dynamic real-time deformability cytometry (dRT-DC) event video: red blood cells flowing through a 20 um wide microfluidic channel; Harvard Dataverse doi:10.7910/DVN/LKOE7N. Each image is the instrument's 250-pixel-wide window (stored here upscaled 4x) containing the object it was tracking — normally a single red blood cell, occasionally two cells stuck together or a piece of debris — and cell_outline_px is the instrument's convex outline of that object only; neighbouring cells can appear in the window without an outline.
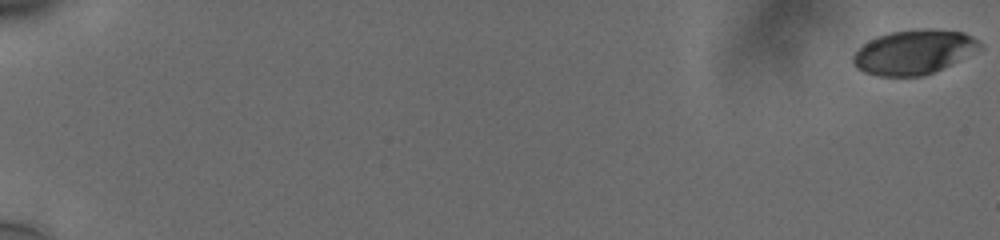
{"species": "human", "species_latin": "Homo sapiens", "temperature_condition": "cold", "stored_images_in_passage": 58, "camera_frame_rate_fps": 3000, "um_per_image_px": 0.085, "donor": {"sex": "male"}, "frame": {"image": 1, "passage_image": 1, "time_ms": 0.0, "image_size_px": [1000, 240], "cell_outline_px": [[984, 48], [976, 52], [924, 76], [880, 76], [864, 72], [856, 68], [852, 60], [852, 56], [864, 44], [876, 36], [892, 32], [924, 28], [932, 28], [964, 32], [980, 40], [984, 44]], "centroid_in_image_um": [77.72, 4.41], "position_along_channel_um": 7.3, "area_um2": 32.95}}
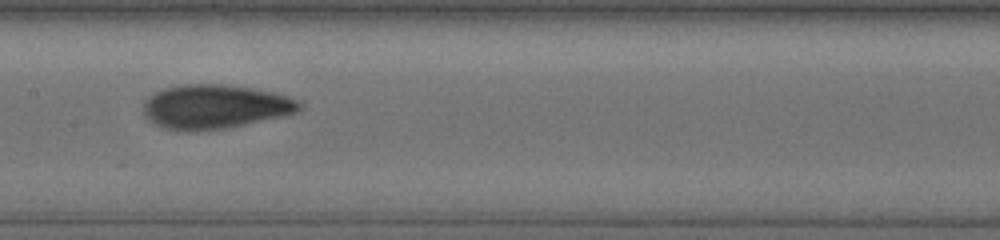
{"frame": {"image": 2, "passage_image": 33, "time_ms": 10.667, "image_size_px": [1000, 240], "cell_outline_px": [[304, 104], [296, 112], [284, 116], [228, 128], [192, 132], [180, 132], [160, 128], [148, 120], [144, 116], [144, 100], [148, 96], [164, 88], [184, 84], [220, 84], [252, 88], [272, 92], [296, 100]], "centroid_in_image_um": [18.21, 9.1], "position_along_channel_um": 189.2, "area_um2": 40.52}}
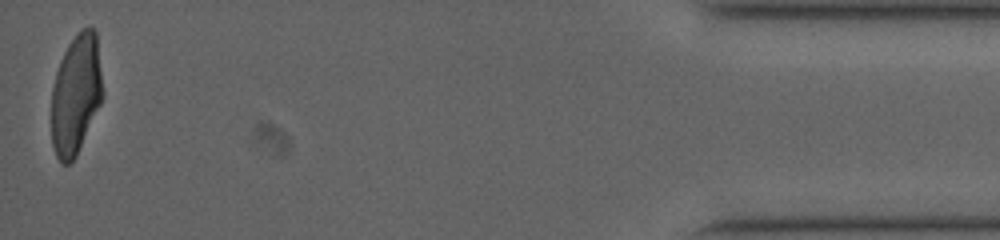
{"frame": {"image": 3, "passage_image": 58, "time_ms": 19.0, "image_size_px": [1000, 240], "cell_outline_px": [[104, 96], [76, 156], [68, 164], [60, 164], [56, 156], [52, 144], [52, 88], [56, 72], [60, 60], [68, 44], [76, 32], [80, 28], [92, 28], [96, 32], [104, 92]], "centroid_in_image_um": [6.46, 8.01], "position_along_channel_um": 428.7, "area_um2": 36.01}, "authors_computed_cell_mechanics": {"area_um2": 37.0787, "velocity_mm_per_s": 3.7705, "shape_relaxation_time_tau1_ms": 4.6804, "shape_relaxation_time_tau2_ms": 1.6812, "deformation_change_tau1": 0.1656, "deformation_change_tau2": 0.074}}